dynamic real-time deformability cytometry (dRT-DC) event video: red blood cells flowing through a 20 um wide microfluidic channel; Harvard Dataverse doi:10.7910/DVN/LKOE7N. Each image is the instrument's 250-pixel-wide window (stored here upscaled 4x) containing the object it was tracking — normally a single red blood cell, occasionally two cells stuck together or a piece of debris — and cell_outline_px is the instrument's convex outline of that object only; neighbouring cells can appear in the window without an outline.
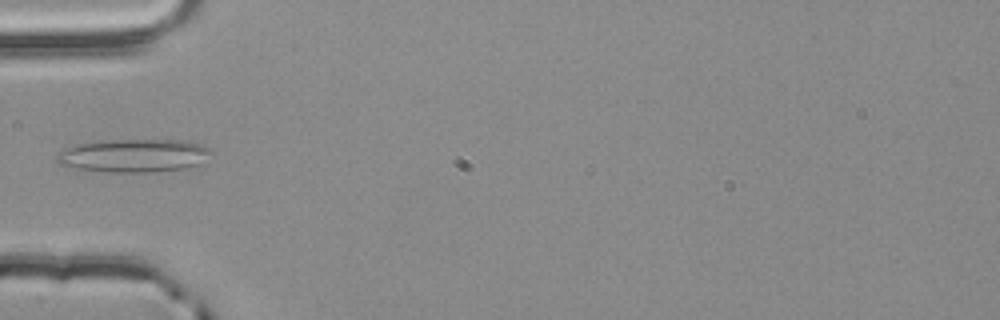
{"species": "common noctule bat (a hibernating species)", "species_latin": "Nyctalus noctula", "temperature_condition": "room temperature", "stored_images_in_passage": 4, "camera_frame_rate_fps": 3000, "um_per_image_px": 0.085, "animal": {"sex": "male", "body_mass_g": 20.4}, "frame": {"image": 1, "passage_image": 4, "time_ms": 1.0, "image_size_px": [1000, 320], "cell_outline_px": [[212, 152], [200, 164], [184, 168], [152, 172], [108, 172], [76, 168], [56, 164], [56, 156], [60, 152], [76, 144], [96, 140], [188, 140], [204, 144], [212, 148]], "centroid_in_image_um": [11.39, 13.21], "position_along_channel_um": 73.6, "area_um2": 30.17}}